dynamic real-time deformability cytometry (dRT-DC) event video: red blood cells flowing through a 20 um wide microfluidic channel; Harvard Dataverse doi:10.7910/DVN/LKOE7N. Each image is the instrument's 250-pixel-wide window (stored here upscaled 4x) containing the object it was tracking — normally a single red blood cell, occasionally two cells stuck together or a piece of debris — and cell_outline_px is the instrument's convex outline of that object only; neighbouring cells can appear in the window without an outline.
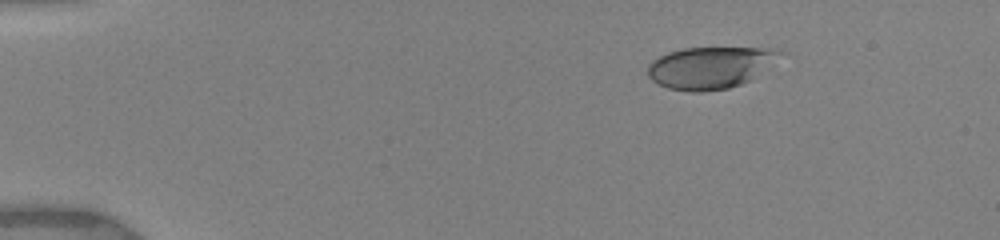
{"species": "human", "species_latin": "Homo sapiens", "temperature_condition": "warm", "stored_images_in_passage": 13, "camera_frame_rate_fps": 3000, "um_per_image_px": 0.085, "donor": {"sex": "female"}, "frame": {"image": 1, "passage_image": 1, "time_ms": 0.0, "image_size_px": [1000, 240], "cell_outline_px": [[788, 52], [748, 80], [740, 84], [728, 88], [704, 92], [692, 92], [668, 88], [652, 80], [648, 76], [648, 64], [652, 60], [668, 52], [684, 48], [780, 48]], "centroid_in_image_um": [60.38, 5.73], "position_along_channel_um": 24.6, "area_um2": 32.19}}
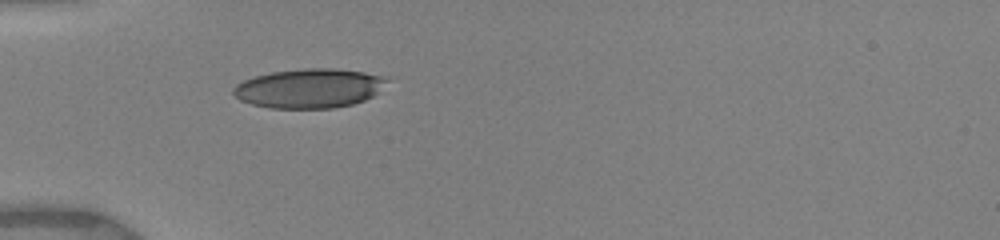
{"frame": {"image": 2, "passage_image": 9, "time_ms": 3.0, "image_size_px": [1000, 240], "cell_outline_px": [[388, 80], [372, 96], [364, 100], [352, 104], [332, 108], [268, 108], [252, 104], [240, 100], [232, 92], [232, 88], [236, 84], [244, 80], [256, 76], [272, 72], [308, 68], [332, 68], [364, 72], [388, 76]], "centroid_in_image_um": [26.27, 7.5], "position_along_channel_um": 58.7, "area_um2": 35.03}}